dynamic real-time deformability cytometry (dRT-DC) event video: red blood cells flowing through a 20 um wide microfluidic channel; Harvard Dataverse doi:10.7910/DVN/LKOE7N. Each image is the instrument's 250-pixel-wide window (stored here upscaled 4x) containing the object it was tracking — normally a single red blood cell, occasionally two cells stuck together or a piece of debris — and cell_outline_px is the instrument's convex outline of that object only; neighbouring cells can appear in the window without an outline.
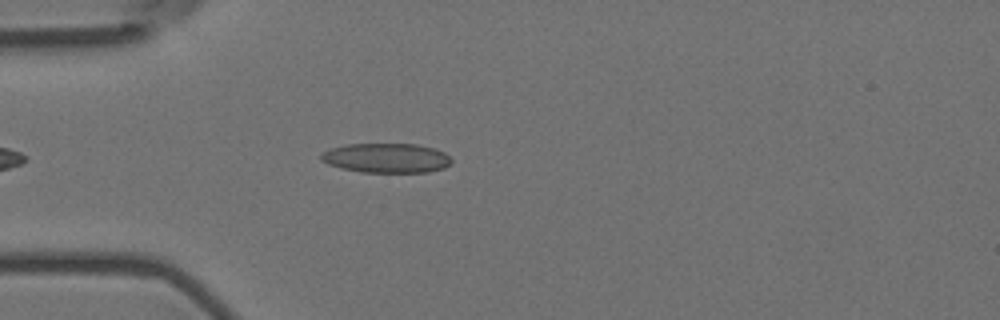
{"species": "Egyptian fruit bat (a non-hibernating species)", "species_latin": "Rousettus aegyptiacus", "temperature_condition": "room temperature", "stored_images_in_passage": 31, "camera_frame_rate_fps": 3000, "um_per_image_px": 0.085, "animal": {"sex": "female"}, "frame": {"image": 1, "passage_image": 7, "time_ms": 2.0, "image_size_px": [1000, 320], "cell_outline_px": [[452, 160], [444, 168], [428, 172], [360, 172], [340, 168], [328, 164], [320, 160], [320, 152], [332, 148], [348, 144], [416, 144], [436, 148], [444, 152]], "centroid_in_image_um": [32.82, 13.43], "position_along_channel_um": 52.2, "area_um2": 22.54}}
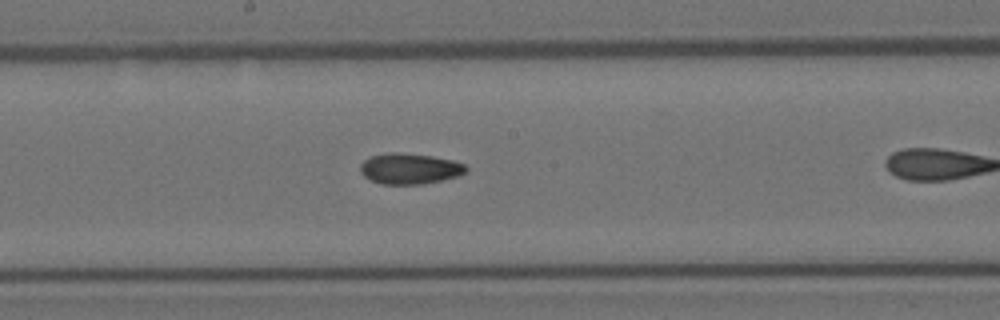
{"frame": {"image": 2, "passage_image": 17, "time_ms": 5.333, "image_size_px": [1000, 320], "cell_outline_px": [[468, 172], [456, 176], [424, 184], [380, 184], [364, 176], [360, 172], [360, 164], [364, 160], [372, 156], [388, 152], [396, 152], [432, 156], [452, 160], [464, 164], [468, 168]], "centroid_in_image_um": [34.81, 14.33], "position_along_channel_um": 213.4, "area_um2": 18.9}}
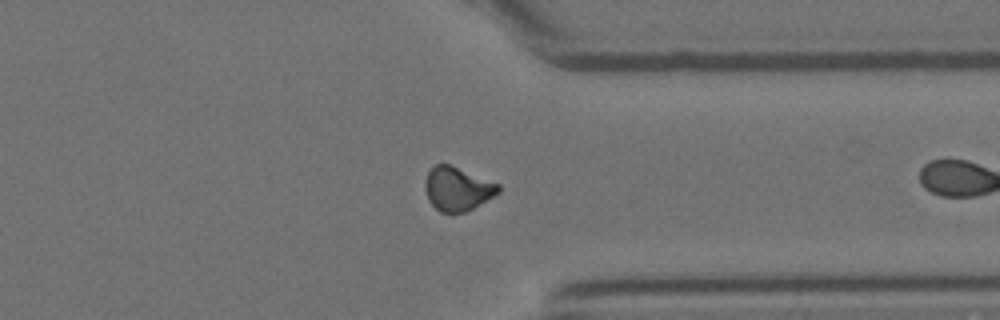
{"frame": {"image": 3, "passage_image": 30, "time_ms": 9.667, "image_size_px": [1000, 320], "cell_outline_px": [[500, 192], [472, 208], [464, 212], [452, 216], [440, 212], [428, 200], [424, 188], [424, 184], [428, 172], [436, 164], [448, 164], [500, 184]], "centroid_in_image_um": [38.86, 16.09], "position_along_channel_um": 372.5, "area_um2": 18.73}}